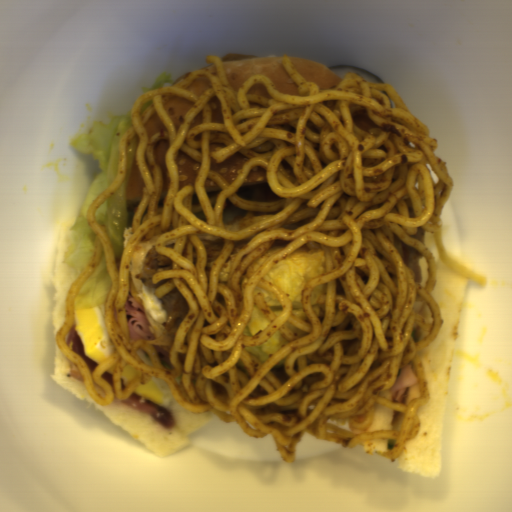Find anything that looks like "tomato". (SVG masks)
<instances>
[{"mask_svg": "<svg viewBox=\"0 0 512 512\" xmlns=\"http://www.w3.org/2000/svg\"><path fill=\"white\" fill-rule=\"evenodd\" d=\"M64 342L72 351L82 357L92 374L99 364L85 355L74 321L71 328L65 334Z\"/></svg>", "mask_w": 512, "mask_h": 512, "instance_id": "2", "label": "tomato"}, {"mask_svg": "<svg viewBox=\"0 0 512 512\" xmlns=\"http://www.w3.org/2000/svg\"><path fill=\"white\" fill-rule=\"evenodd\" d=\"M125 386L121 383V390L124 388Z\"/></svg>", "mask_w": 512, "mask_h": 512, "instance_id": "3", "label": "tomato"}, {"mask_svg": "<svg viewBox=\"0 0 512 512\" xmlns=\"http://www.w3.org/2000/svg\"><path fill=\"white\" fill-rule=\"evenodd\" d=\"M120 400L147 414L150 421L155 424L166 428L174 424L175 416L172 410L149 401L134 392L126 399Z\"/></svg>", "mask_w": 512, "mask_h": 512, "instance_id": "1", "label": "tomato"}]
</instances>
